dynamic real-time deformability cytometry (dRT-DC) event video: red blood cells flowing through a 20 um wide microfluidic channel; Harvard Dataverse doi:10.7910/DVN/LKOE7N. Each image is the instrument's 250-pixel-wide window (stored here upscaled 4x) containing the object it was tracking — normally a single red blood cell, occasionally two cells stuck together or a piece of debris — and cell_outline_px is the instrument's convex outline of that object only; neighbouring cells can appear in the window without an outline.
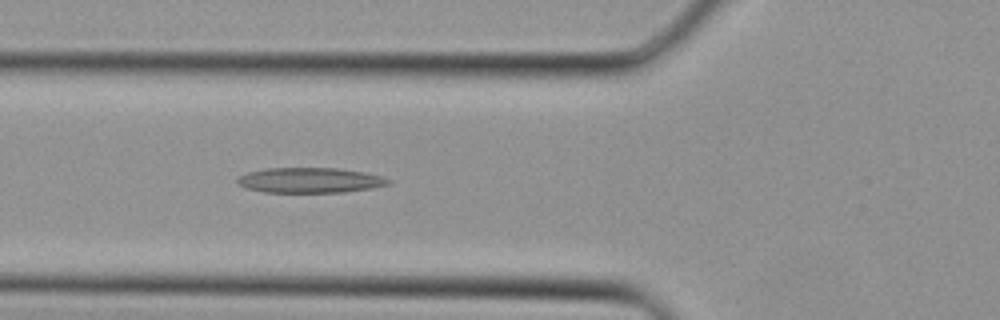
{"species": "Egyptian fruit bat (a non-hibernating species)", "species_latin": "Rousettus aegyptiacus", "temperature_condition": "cold", "stored_images_in_passage": 22, "camera_frame_rate_fps": 3000, "um_per_image_px": 0.085, "animal": {"sex": "female"}, "frame": {"image": 1, "passage_image": 13, "time_ms": 4.0, "image_size_px": [1000, 320], "cell_outline_px": [[392, 184], [372, 188], [344, 192], [264, 192], [244, 188], [236, 184], [236, 176], [248, 172], [264, 168], [336, 168], [364, 172], [384, 176], [392, 180]], "centroid_in_image_um": [26.33, 15.32], "position_along_channel_um": 99.5, "area_um2": 22.54}}
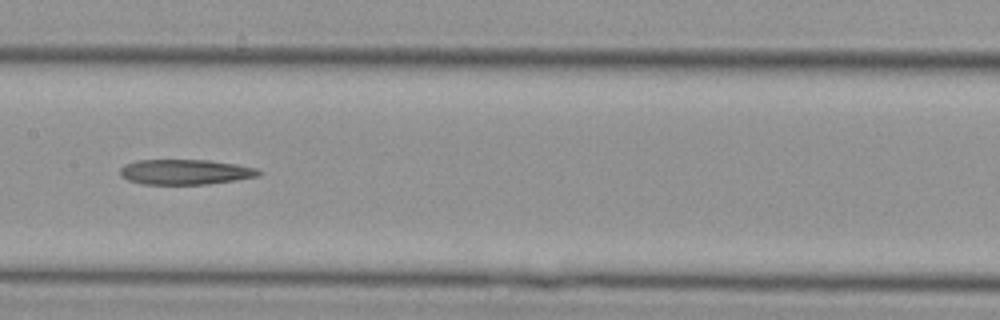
{"frame": {"image": 2, "passage_image": 18, "time_ms": 5.667, "image_size_px": [1000, 320], "cell_outline_px": [[264, 172], [260, 176], [236, 180], [208, 184], [140, 184], [128, 180], [120, 176], [120, 168], [124, 164], [136, 160], [208, 160], [236, 164], [256, 168]], "centroid_in_image_um": [15.75, 14.62], "position_along_channel_um": 191.7, "area_um2": 20.52}}
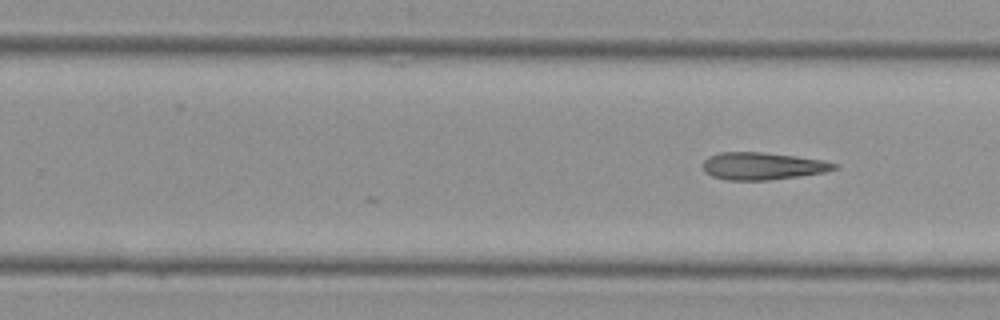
{"frame": {"image": 3, "passage_image": 22, "time_ms": 7.0, "image_size_px": [1000, 320], "cell_outline_px": [[840, 168], [824, 172], [800, 176], [768, 180], [724, 180], [712, 176], [704, 172], [704, 160], [708, 156], [720, 152], [764, 152], [796, 156], [824, 160], [840, 164]], "centroid_in_image_um": [64.85, 14.11], "position_along_channel_um": 264.9, "area_um2": 21.15}}